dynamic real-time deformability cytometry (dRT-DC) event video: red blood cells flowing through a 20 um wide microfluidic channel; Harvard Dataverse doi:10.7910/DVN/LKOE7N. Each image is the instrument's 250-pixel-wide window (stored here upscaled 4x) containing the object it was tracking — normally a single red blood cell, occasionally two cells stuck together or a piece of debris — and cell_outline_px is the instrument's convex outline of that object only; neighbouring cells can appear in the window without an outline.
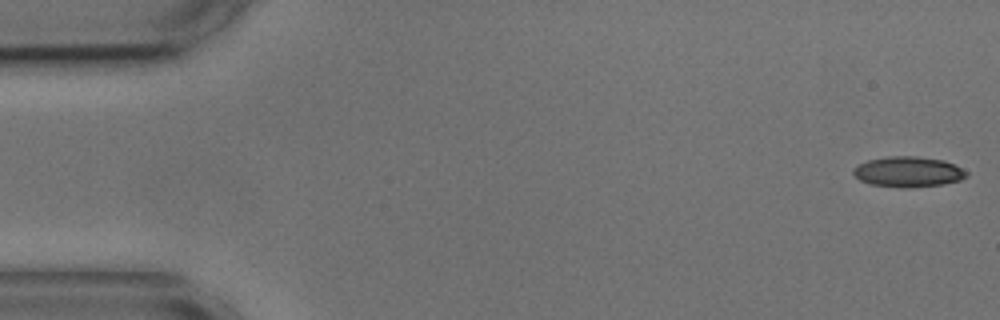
{"species": "common noctule bat (a hibernating species)", "species_latin": "Nyctalus noctula", "temperature_condition": "cold", "stored_images_in_passage": 5, "camera_frame_rate_fps": 3000, "um_per_image_px": 0.085, "animal": {"sex": "male", "body_mass_g": 17.9, "forearm_length_mm": 54.2}, "frame": {"image": 1, "passage_image": 1, "time_ms": 0.0, "image_size_px": [1000, 320], "cell_outline_px": [[968, 176], [960, 180], [944, 184], [908, 188], [904, 188], [872, 184], [860, 180], [852, 172], [852, 168], [868, 160], [888, 156], [916, 156], [944, 160], [968, 172]], "centroid_in_image_um": [77.2, 14.6], "position_along_channel_um": 7.8, "area_um2": 20.0}}
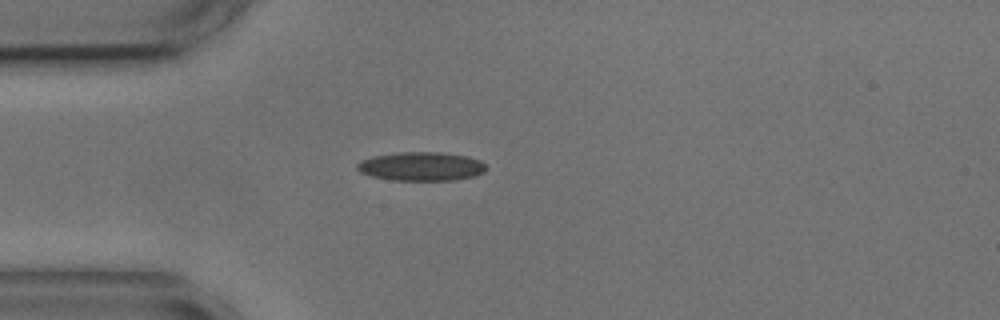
{"frame": {"image": 2, "passage_image": 4, "time_ms": 4.333, "image_size_px": [1000, 320], "cell_outline_px": [[488, 168], [484, 172], [476, 176], [456, 180], [392, 180], [372, 176], [360, 172], [356, 168], [356, 164], [360, 160], [372, 156], [396, 152], [440, 152], [468, 156], [480, 160]], "centroid_in_image_um": [35.81, 14.14], "position_along_channel_um": 49.2, "area_um2": 21.91}}